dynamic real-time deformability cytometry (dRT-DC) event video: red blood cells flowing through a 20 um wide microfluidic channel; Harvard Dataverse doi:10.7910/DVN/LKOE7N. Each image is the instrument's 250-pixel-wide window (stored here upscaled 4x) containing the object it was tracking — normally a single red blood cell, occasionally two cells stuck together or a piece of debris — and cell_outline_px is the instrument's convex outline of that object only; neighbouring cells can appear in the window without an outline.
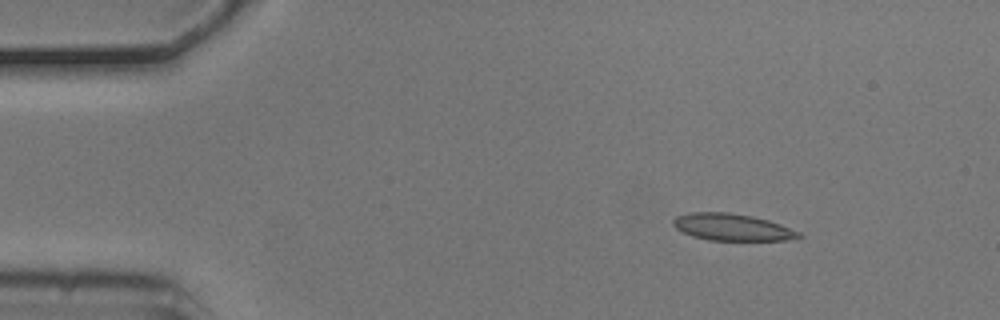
{"species": "common noctule bat (a hibernating species)", "species_latin": "Nyctalus noctula", "temperature_condition": "cold", "stored_images_in_passage": 4, "camera_frame_rate_fps": 3000, "um_per_image_px": 0.085, "animal": {"sex": "male", "body_mass_g": 20.5, "forearm_length_mm": 52.5}, "frame": {"image": 1, "passage_image": 2, "time_ms": 0.333, "image_size_px": [1000, 320], "cell_outline_px": [[804, 236], [784, 240], [708, 240], [692, 236], [676, 228], [672, 224], [672, 220], [676, 216], [688, 212], [728, 212], [752, 216], [768, 220], [780, 224], [800, 232]], "centroid_in_image_um": [62.2, 19.3], "position_along_channel_um": 22.8, "area_um2": 19.65}}